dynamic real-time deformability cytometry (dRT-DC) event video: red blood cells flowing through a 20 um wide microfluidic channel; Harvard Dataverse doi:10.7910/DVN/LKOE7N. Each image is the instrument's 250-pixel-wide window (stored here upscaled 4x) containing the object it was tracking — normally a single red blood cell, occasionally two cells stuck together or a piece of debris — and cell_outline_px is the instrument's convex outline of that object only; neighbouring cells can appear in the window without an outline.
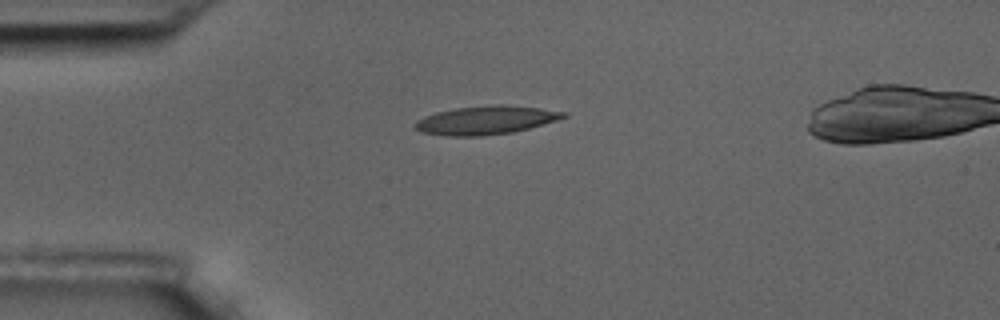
{"species": "common noctule bat (a hibernating species)", "species_latin": "Nyctalus noctula", "temperature_condition": "room temperature", "stored_images_in_passage": 12, "camera_frame_rate_fps": 3000, "um_per_image_px": 0.085, "animal": {"sex": "male", "body_mass_g": 17.5, "forearm_length_mm": 52.3}, "frame": {"image": 1, "passage_image": 1, "time_ms": 0.0, "image_size_px": [1000, 320], "cell_outline_px": [[568, 116], [556, 120], [528, 128], [512, 132], [480, 136], [448, 136], [424, 132], [416, 128], [412, 124], [416, 120], [424, 116], [436, 112], [456, 108], [492, 104], [504, 104], [540, 108], [568, 112]], "centroid_in_image_um": [41.29, 10.2], "position_along_channel_um": 43.7, "area_um2": 24.62}}
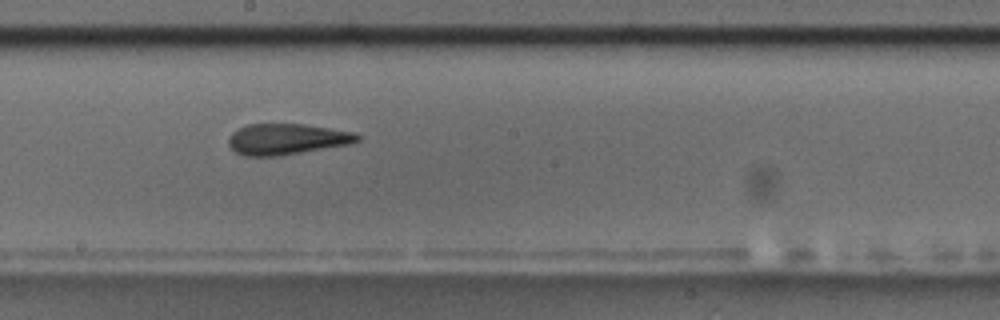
{"frame": {"image": 2, "passage_image": 6, "time_ms": 1.667, "image_size_px": [1000, 320], "cell_outline_px": [[360, 140], [348, 144], [276, 156], [244, 156], [236, 152], [228, 144], [228, 140], [232, 132], [248, 124], [304, 124], [352, 132], [360, 136]], "centroid_in_image_um": [24.33, 11.82], "position_along_channel_um": 223.9, "area_um2": 22.83}}
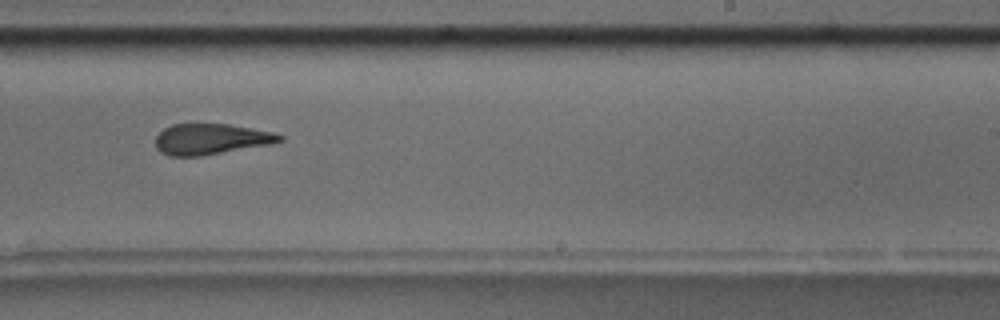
{"frame": {"image": 3, "passage_image": 7, "time_ms": 2.0, "image_size_px": [1000, 320], "cell_outline_px": [[284, 140], [272, 144], [200, 156], [168, 156], [160, 152], [156, 148], [156, 136], [164, 128], [172, 124], [228, 124], [272, 132], [284, 136]], "centroid_in_image_um": [17.92, 11.83], "position_along_channel_um": 271.1, "area_um2": 22.25}}